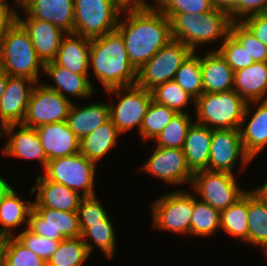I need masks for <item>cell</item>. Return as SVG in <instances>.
<instances>
[{"instance_id": "6da1fadb", "label": "cell", "mask_w": 267, "mask_h": 266, "mask_svg": "<svg viewBox=\"0 0 267 266\" xmlns=\"http://www.w3.org/2000/svg\"><path fill=\"white\" fill-rule=\"evenodd\" d=\"M126 20L118 21L130 63L138 71L171 39L169 18L157 8L127 11Z\"/></svg>"}, {"instance_id": "7a4b0ae2", "label": "cell", "mask_w": 267, "mask_h": 266, "mask_svg": "<svg viewBox=\"0 0 267 266\" xmlns=\"http://www.w3.org/2000/svg\"><path fill=\"white\" fill-rule=\"evenodd\" d=\"M90 67L105 91L137 83V70L130 63L124 40L117 30L91 39Z\"/></svg>"}, {"instance_id": "3957f363", "label": "cell", "mask_w": 267, "mask_h": 266, "mask_svg": "<svg viewBox=\"0 0 267 266\" xmlns=\"http://www.w3.org/2000/svg\"><path fill=\"white\" fill-rule=\"evenodd\" d=\"M170 20L171 37L181 41L193 52L200 44L211 43L221 38L222 42L230 34V16L213 9L203 14L163 13Z\"/></svg>"}, {"instance_id": "277c9868", "label": "cell", "mask_w": 267, "mask_h": 266, "mask_svg": "<svg viewBox=\"0 0 267 266\" xmlns=\"http://www.w3.org/2000/svg\"><path fill=\"white\" fill-rule=\"evenodd\" d=\"M0 68L9 76L26 77L36 83L39 69H44L27 31L18 21L0 40Z\"/></svg>"}, {"instance_id": "5b68a950", "label": "cell", "mask_w": 267, "mask_h": 266, "mask_svg": "<svg viewBox=\"0 0 267 266\" xmlns=\"http://www.w3.org/2000/svg\"><path fill=\"white\" fill-rule=\"evenodd\" d=\"M194 105L197 116L195 122L212 130H223L239 129L247 102L235 90H231L202 93Z\"/></svg>"}, {"instance_id": "8992f818", "label": "cell", "mask_w": 267, "mask_h": 266, "mask_svg": "<svg viewBox=\"0 0 267 266\" xmlns=\"http://www.w3.org/2000/svg\"><path fill=\"white\" fill-rule=\"evenodd\" d=\"M121 15L112 0H74V33L101 37L116 30Z\"/></svg>"}, {"instance_id": "52a82bcc", "label": "cell", "mask_w": 267, "mask_h": 266, "mask_svg": "<svg viewBox=\"0 0 267 266\" xmlns=\"http://www.w3.org/2000/svg\"><path fill=\"white\" fill-rule=\"evenodd\" d=\"M96 163L78 152L75 155L59 157L47 162L44 176L78 192L83 197L96 195L94 175Z\"/></svg>"}, {"instance_id": "ba28073f", "label": "cell", "mask_w": 267, "mask_h": 266, "mask_svg": "<svg viewBox=\"0 0 267 266\" xmlns=\"http://www.w3.org/2000/svg\"><path fill=\"white\" fill-rule=\"evenodd\" d=\"M193 51L181 41L171 39L137 71V85L151 91L174 80L180 65Z\"/></svg>"}, {"instance_id": "9c48e42d", "label": "cell", "mask_w": 267, "mask_h": 266, "mask_svg": "<svg viewBox=\"0 0 267 266\" xmlns=\"http://www.w3.org/2000/svg\"><path fill=\"white\" fill-rule=\"evenodd\" d=\"M106 92L116 94L117 98L120 97L117 104L109 102L110 119L119 133L122 134L135 126L140 132L144 116L153 100L151 91L135 84L112 88Z\"/></svg>"}, {"instance_id": "30bf717a", "label": "cell", "mask_w": 267, "mask_h": 266, "mask_svg": "<svg viewBox=\"0 0 267 266\" xmlns=\"http://www.w3.org/2000/svg\"><path fill=\"white\" fill-rule=\"evenodd\" d=\"M237 184L234 174L209 170L194 172L191 183L196 195L201 197L200 200L220 212L234 204L247 191Z\"/></svg>"}, {"instance_id": "8fae6325", "label": "cell", "mask_w": 267, "mask_h": 266, "mask_svg": "<svg viewBox=\"0 0 267 266\" xmlns=\"http://www.w3.org/2000/svg\"><path fill=\"white\" fill-rule=\"evenodd\" d=\"M153 227L176 234H189L193 195L177 190L158 198L152 206Z\"/></svg>"}, {"instance_id": "7c38bea8", "label": "cell", "mask_w": 267, "mask_h": 266, "mask_svg": "<svg viewBox=\"0 0 267 266\" xmlns=\"http://www.w3.org/2000/svg\"><path fill=\"white\" fill-rule=\"evenodd\" d=\"M72 101L44 83L33 88L23 125L33 128L67 120Z\"/></svg>"}, {"instance_id": "4fadbf2b", "label": "cell", "mask_w": 267, "mask_h": 266, "mask_svg": "<svg viewBox=\"0 0 267 266\" xmlns=\"http://www.w3.org/2000/svg\"><path fill=\"white\" fill-rule=\"evenodd\" d=\"M27 228L37 235L61 241L81 236L78 213L50 208H33Z\"/></svg>"}, {"instance_id": "5bb4252c", "label": "cell", "mask_w": 267, "mask_h": 266, "mask_svg": "<svg viewBox=\"0 0 267 266\" xmlns=\"http://www.w3.org/2000/svg\"><path fill=\"white\" fill-rule=\"evenodd\" d=\"M237 159L242 168L251 162L244 151L239 129L213 130L208 170L234 174Z\"/></svg>"}, {"instance_id": "9a60e30c", "label": "cell", "mask_w": 267, "mask_h": 266, "mask_svg": "<svg viewBox=\"0 0 267 266\" xmlns=\"http://www.w3.org/2000/svg\"><path fill=\"white\" fill-rule=\"evenodd\" d=\"M141 170L150 173L165 183L177 185L192 183L193 172L187 166L182 149L156 146Z\"/></svg>"}, {"instance_id": "2e32d148", "label": "cell", "mask_w": 267, "mask_h": 266, "mask_svg": "<svg viewBox=\"0 0 267 266\" xmlns=\"http://www.w3.org/2000/svg\"><path fill=\"white\" fill-rule=\"evenodd\" d=\"M35 85L37 83L34 80L26 77H8L0 100V130L8 125L23 123Z\"/></svg>"}, {"instance_id": "e0dca14e", "label": "cell", "mask_w": 267, "mask_h": 266, "mask_svg": "<svg viewBox=\"0 0 267 266\" xmlns=\"http://www.w3.org/2000/svg\"><path fill=\"white\" fill-rule=\"evenodd\" d=\"M27 17L22 19L17 13V21L27 31L37 56L46 64L56 58L63 37L67 34L50 22Z\"/></svg>"}, {"instance_id": "ac0fdd59", "label": "cell", "mask_w": 267, "mask_h": 266, "mask_svg": "<svg viewBox=\"0 0 267 266\" xmlns=\"http://www.w3.org/2000/svg\"><path fill=\"white\" fill-rule=\"evenodd\" d=\"M16 127H18V124L8 125L0 130V136L3 134L10 135L2 150L3 154L21 159H37L45 170L48 158L36 128L19 124L20 128L15 132Z\"/></svg>"}, {"instance_id": "d6986e66", "label": "cell", "mask_w": 267, "mask_h": 266, "mask_svg": "<svg viewBox=\"0 0 267 266\" xmlns=\"http://www.w3.org/2000/svg\"><path fill=\"white\" fill-rule=\"evenodd\" d=\"M31 18L47 21L74 33V0H16Z\"/></svg>"}, {"instance_id": "ffe728a7", "label": "cell", "mask_w": 267, "mask_h": 266, "mask_svg": "<svg viewBox=\"0 0 267 266\" xmlns=\"http://www.w3.org/2000/svg\"><path fill=\"white\" fill-rule=\"evenodd\" d=\"M37 191L33 208H50L59 211L77 212L82 195L63 184L48 180L44 175H38L36 185L30 193Z\"/></svg>"}, {"instance_id": "44dd1931", "label": "cell", "mask_w": 267, "mask_h": 266, "mask_svg": "<svg viewBox=\"0 0 267 266\" xmlns=\"http://www.w3.org/2000/svg\"><path fill=\"white\" fill-rule=\"evenodd\" d=\"M252 104L259 106L253 112L249 123H246L247 117L251 114ZM239 131L244 151L252 160L267 146V100L247 103Z\"/></svg>"}, {"instance_id": "7402d4cb", "label": "cell", "mask_w": 267, "mask_h": 266, "mask_svg": "<svg viewBox=\"0 0 267 266\" xmlns=\"http://www.w3.org/2000/svg\"><path fill=\"white\" fill-rule=\"evenodd\" d=\"M36 130L48 161L79 152L80 140L69 129L66 121L45 124Z\"/></svg>"}, {"instance_id": "603a6c76", "label": "cell", "mask_w": 267, "mask_h": 266, "mask_svg": "<svg viewBox=\"0 0 267 266\" xmlns=\"http://www.w3.org/2000/svg\"><path fill=\"white\" fill-rule=\"evenodd\" d=\"M203 93H221L233 90L234 71L217 50L200 56Z\"/></svg>"}, {"instance_id": "cb8c5ba5", "label": "cell", "mask_w": 267, "mask_h": 266, "mask_svg": "<svg viewBox=\"0 0 267 266\" xmlns=\"http://www.w3.org/2000/svg\"><path fill=\"white\" fill-rule=\"evenodd\" d=\"M43 73L54 81L52 84H44L47 88L57 91L64 98H69L65 93L77 98L90 97L93 92V82L88 75H80L57 65L54 61L44 64Z\"/></svg>"}, {"instance_id": "d4e9b609", "label": "cell", "mask_w": 267, "mask_h": 266, "mask_svg": "<svg viewBox=\"0 0 267 266\" xmlns=\"http://www.w3.org/2000/svg\"><path fill=\"white\" fill-rule=\"evenodd\" d=\"M212 132L206 125L197 122H192L187 130L182 150L193 173L208 170Z\"/></svg>"}, {"instance_id": "484cf974", "label": "cell", "mask_w": 267, "mask_h": 266, "mask_svg": "<svg viewBox=\"0 0 267 266\" xmlns=\"http://www.w3.org/2000/svg\"><path fill=\"white\" fill-rule=\"evenodd\" d=\"M91 39L75 33L63 37L54 62L80 75H88Z\"/></svg>"}, {"instance_id": "4316f807", "label": "cell", "mask_w": 267, "mask_h": 266, "mask_svg": "<svg viewBox=\"0 0 267 266\" xmlns=\"http://www.w3.org/2000/svg\"><path fill=\"white\" fill-rule=\"evenodd\" d=\"M233 90L247 103L267 100V62H254L235 71Z\"/></svg>"}, {"instance_id": "83f0119b", "label": "cell", "mask_w": 267, "mask_h": 266, "mask_svg": "<svg viewBox=\"0 0 267 266\" xmlns=\"http://www.w3.org/2000/svg\"><path fill=\"white\" fill-rule=\"evenodd\" d=\"M109 119V103H93L80 108L72 103L66 122L69 129L81 140Z\"/></svg>"}, {"instance_id": "f1b7e54d", "label": "cell", "mask_w": 267, "mask_h": 266, "mask_svg": "<svg viewBox=\"0 0 267 266\" xmlns=\"http://www.w3.org/2000/svg\"><path fill=\"white\" fill-rule=\"evenodd\" d=\"M33 209V201H23L11 187L0 198V239L14 236L12 230L23 223L28 224L30 211Z\"/></svg>"}, {"instance_id": "f546056e", "label": "cell", "mask_w": 267, "mask_h": 266, "mask_svg": "<svg viewBox=\"0 0 267 266\" xmlns=\"http://www.w3.org/2000/svg\"><path fill=\"white\" fill-rule=\"evenodd\" d=\"M121 135L111 119L103 123L91 134L80 140L79 152L88 160L96 164L114 146L118 144V136Z\"/></svg>"}, {"instance_id": "4dcf8cb0", "label": "cell", "mask_w": 267, "mask_h": 266, "mask_svg": "<svg viewBox=\"0 0 267 266\" xmlns=\"http://www.w3.org/2000/svg\"><path fill=\"white\" fill-rule=\"evenodd\" d=\"M248 243L267 250V204L248 191Z\"/></svg>"}, {"instance_id": "1f68e13d", "label": "cell", "mask_w": 267, "mask_h": 266, "mask_svg": "<svg viewBox=\"0 0 267 266\" xmlns=\"http://www.w3.org/2000/svg\"><path fill=\"white\" fill-rule=\"evenodd\" d=\"M220 229L248 243V191L234 204L221 211Z\"/></svg>"}, {"instance_id": "d6a6232c", "label": "cell", "mask_w": 267, "mask_h": 266, "mask_svg": "<svg viewBox=\"0 0 267 266\" xmlns=\"http://www.w3.org/2000/svg\"><path fill=\"white\" fill-rule=\"evenodd\" d=\"M194 195L190 235L211 236L220 229L221 212L202 200H197Z\"/></svg>"}, {"instance_id": "836d02e7", "label": "cell", "mask_w": 267, "mask_h": 266, "mask_svg": "<svg viewBox=\"0 0 267 266\" xmlns=\"http://www.w3.org/2000/svg\"><path fill=\"white\" fill-rule=\"evenodd\" d=\"M192 52L180 65L174 81L195 100L203 93L200 55Z\"/></svg>"}, {"instance_id": "e575fe53", "label": "cell", "mask_w": 267, "mask_h": 266, "mask_svg": "<svg viewBox=\"0 0 267 266\" xmlns=\"http://www.w3.org/2000/svg\"><path fill=\"white\" fill-rule=\"evenodd\" d=\"M90 256L81 237L61 240L57 250L47 261V266H83Z\"/></svg>"}, {"instance_id": "d590c367", "label": "cell", "mask_w": 267, "mask_h": 266, "mask_svg": "<svg viewBox=\"0 0 267 266\" xmlns=\"http://www.w3.org/2000/svg\"><path fill=\"white\" fill-rule=\"evenodd\" d=\"M114 229L115 228H113L109 217L100 223L91 224L90 227H87L81 233L80 237L85 241L89 254H91L93 244L85 240L88 237L94 241V243L102 250L108 259L112 258L114 256L116 244V235Z\"/></svg>"}, {"instance_id": "8d00e7d4", "label": "cell", "mask_w": 267, "mask_h": 266, "mask_svg": "<svg viewBox=\"0 0 267 266\" xmlns=\"http://www.w3.org/2000/svg\"><path fill=\"white\" fill-rule=\"evenodd\" d=\"M176 114L175 110L152 100L140 128V137L143 141L154 140Z\"/></svg>"}, {"instance_id": "74e56055", "label": "cell", "mask_w": 267, "mask_h": 266, "mask_svg": "<svg viewBox=\"0 0 267 266\" xmlns=\"http://www.w3.org/2000/svg\"><path fill=\"white\" fill-rule=\"evenodd\" d=\"M153 101L160 105L167 106L177 113H184L183 108L195 99L185 92L174 80L159 84L151 90Z\"/></svg>"}, {"instance_id": "f35d334b", "label": "cell", "mask_w": 267, "mask_h": 266, "mask_svg": "<svg viewBox=\"0 0 267 266\" xmlns=\"http://www.w3.org/2000/svg\"><path fill=\"white\" fill-rule=\"evenodd\" d=\"M190 117L186 112L177 113L154 139L156 146L182 149L187 130L192 124Z\"/></svg>"}, {"instance_id": "ab89813d", "label": "cell", "mask_w": 267, "mask_h": 266, "mask_svg": "<svg viewBox=\"0 0 267 266\" xmlns=\"http://www.w3.org/2000/svg\"><path fill=\"white\" fill-rule=\"evenodd\" d=\"M4 266H47L41 257L22 245L14 236L3 238Z\"/></svg>"}, {"instance_id": "60d3db41", "label": "cell", "mask_w": 267, "mask_h": 266, "mask_svg": "<svg viewBox=\"0 0 267 266\" xmlns=\"http://www.w3.org/2000/svg\"><path fill=\"white\" fill-rule=\"evenodd\" d=\"M230 34L246 49L254 62H267V46L258 40L241 22H232Z\"/></svg>"}, {"instance_id": "b9f144b4", "label": "cell", "mask_w": 267, "mask_h": 266, "mask_svg": "<svg viewBox=\"0 0 267 266\" xmlns=\"http://www.w3.org/2000/svg\"><path fill=\"white\" fill-rule=\"evenodd\" d=\"M14 237L34 254L47 262L55 253L60 241L45 238L30 231L28 228Z\"/></svg>"}, {"instance_id": "7bdbcfd3", "label": "cell", "mask_w": 267, "mask_h": 266, "mask_svg": "<svg viewBox=\"0 0 267 266\" xmlns=\"http://www.w3.org/2000/svg\"><path fill=\"white\" fill-rule=\"evenodd\" d=\"M217 51L226 60L234 72L254 63L246 49L243 48L231 34L226 37L222 42V46Z\"/></svg>"}, {"instance_id": "ee69618b", "label": "cell", "mask_w": 267, "mask_h": 266, "mask_svg": "<svg viewBox=\"0 0 267 266\" xmlns=\"http://www.w3.org/2000/svg\"><path fill=\"white\" fill-rule=\"evenodd\" d=\"M77 213L81 233L91 224L100 223L108 217L96 195L82 197Z\"/></svg>"}, {"instance_id": "f6af8a7d", "label": "cell", "mask_w": 267, "mask_h": 266, "mask_svg": "<svg viewBox=\"0 0 267 266\" xmlns=\"http://www.w3.org/2000/svg\"><path fill=\"white\" fill-rule=\"evenodd\" d=\"M162 13L203 14L214 9L212 0H156Z\"/></svg>"}, {"instance_id": "bcb514c9", "label": "cell", "mask_w": 267, "mask_h": 266, "mask_svg": "<svg viewBox=\"0 0 267 266\" xmlns=\"http://www.w3.org/2000/svg\"><path fill=\"white\" fill-rule=\"evenodd\" d=\"M241 23L267 46V11L244 18Z\"/></svg>"}, {"instance_id": "7dc6e473", "label": "cell", "mask_w": 267, "mask_h": 266, "mask_svg": "<svg viewBox=\"0 0 267 266\" xmlns=\"http://www.w3.org/2000/svg\"><path fill=\"white\" fill-rule=\"evenodd\" d=\"M267 11V0H237L236 16L241 22L247 16L256 15ZM242 18V19H241Z\"/></svg>"}, {"instance_id": "c3c4849f", "label": "cell", "mask_w": 267, "mask_h": 266, "mask_svg": "<svg viewBox=\"0 0 267 266\" xmlns=\"http://www.w3.org/2000/svg\"><path fill=\"white\" fill-rule=\"evenodd\" d=\"M114 5L123 13L127 11H147L156 8L146 0H112ZM156 1V0H155Z\"/></svg>"}, {"instance_id": "681fc988", "label": "cell", "mask_w": 267, "mask_h": 266, "mask_svg": "<svg viewBox=\"0 0 267 266\" xmlns=\"http://www.w3.org/2000/svg\"><path fill=\"white\" fill-rule=\"evenodd\" d=\"M16 21L17 12L12 10L9 5H0V40Z\"/></svg>"}, {"instance_id": "f907efd6", "label": "cell", "mask_w": 267, "mask_h": 266, "mask_svg": "<svg viewBox=\"0 0 267 266\" xmlns=\"http://www.w3.org/2000/svg\"><path fill=\"white\" fill-rule=\"evenodd\" d=\"M212 4L214 9L227 13L232 22H239V19L235 18L237 0H212Z\"/></svg>"}, {"instance_id": "816d5d0a", "label": "cell", "mask_w": 267, "mask_h": 266, "mask_svg": "<svg viewBox=\"0 0 267 266\" xmlns=\"http://www.w3.org/2000/svg\"><path fill=\"white\" fill-rule=\"evenodd\" d=\"M8 77L9 75L3 69L0 68V100L3 96L6 84L8 82Z\"/></svg>"}, {"instance_id": "f5cc1de1", "label": "cell", "mask_w": 267, "mask_h": 266, "mask_svg": "<svg viewBox=\"0 0 267 266\" xmlns=\"http://www.w3.org/2000/svg\"><path fill=\"white\" fill-rule=\"evenodd\" d=\"M254 191L267 204V181L262 186L255 188Z\"/></svg>"}, {"instance_id": "db71d44e", "label": "cell", "mask_w": 267, "mask_h": 266, "mask_svg": "<svg viewBox=\"0 0 267 266\" xmlns=\"http://www.w3.org/2000/svg\"><path fill=\"white\" fill-rule=\"evenodd\" d=\"M11 188V185L0 176V198Z\"/></svg>"}, {"instance_id": "11a10c76", "label": "cell", "mask_w": 267, "mask_h": 266, "mask_svg": "<svg viewBox=\"0 0 267 266\" xmlns=\"http://www.w3.org/2000/svg\"><path fill=\"white\" fill-rule=\"evenodd\" d=\"M0 266H4L3 238L0 239Z\"/></svg>"}, {"instance_id": "9f6ffc18", "label": "cell", "mask_w": 267, "mask_h": 266, "mask_svg": "<svg viewBox=\"0 0 267 266\" xmlns=\"http://www.w3.org/2000/svg\"><path fill=\"white\" fill-rule=\"evenodd\" d=\"M7 2V0H0V5H8Z\"/></svg>"}, {"instance_id": "6f0895ef", "label": "cell", "mask_w": 267, "mask_h": 266, "mask_svg": "<svg viewBox=\"0 0 267 266\" xmlns=\"http://www.w3.org/2000/svg\"><path fill=\"white\" fill-rule=\"evenodd\" d=\"M264 252V254L266 255L265 257H266V259H267V250L266 251H263Z\"/></svg>"}]
</instances>
